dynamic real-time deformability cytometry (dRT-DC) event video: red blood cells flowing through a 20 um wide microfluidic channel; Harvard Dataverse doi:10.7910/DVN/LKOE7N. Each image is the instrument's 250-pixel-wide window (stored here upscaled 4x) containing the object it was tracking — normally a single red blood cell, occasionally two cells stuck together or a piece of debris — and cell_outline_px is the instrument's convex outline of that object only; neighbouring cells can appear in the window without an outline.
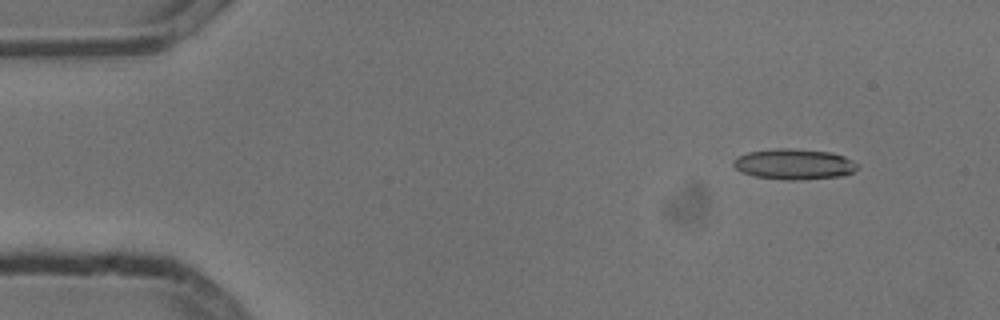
{"species": "common noctule bat (a hibernating species)", "species_latin": "Nyctalus noctula", "temperature_condition": "cold", "stored_images_in_passage": 5, "camera_frame_rate_fps": 3000, "um_per_image_px": 0.085, "animal": {"sex": "male", "body_mass_g": 13.3}, "frame": {"image": 1, "passage_image": 2, "time_ms": 0.333, "image_size_px": [1000, 320], "cell_outline_px": [[856, 168], [852, 172], [840, 176], [800, 180], [784, 180], [756, 176], [740, 172], [732, 164], [732, 160], [736, 156], [748, 152], [776, 148], [792, 148], [832, 152], [844, 156], [852, 160], [856, 164]], "centroid_in_image_um": [67.44, 13.94], "position_along_channel_um": 17.6, "area_um2": 22.2}}